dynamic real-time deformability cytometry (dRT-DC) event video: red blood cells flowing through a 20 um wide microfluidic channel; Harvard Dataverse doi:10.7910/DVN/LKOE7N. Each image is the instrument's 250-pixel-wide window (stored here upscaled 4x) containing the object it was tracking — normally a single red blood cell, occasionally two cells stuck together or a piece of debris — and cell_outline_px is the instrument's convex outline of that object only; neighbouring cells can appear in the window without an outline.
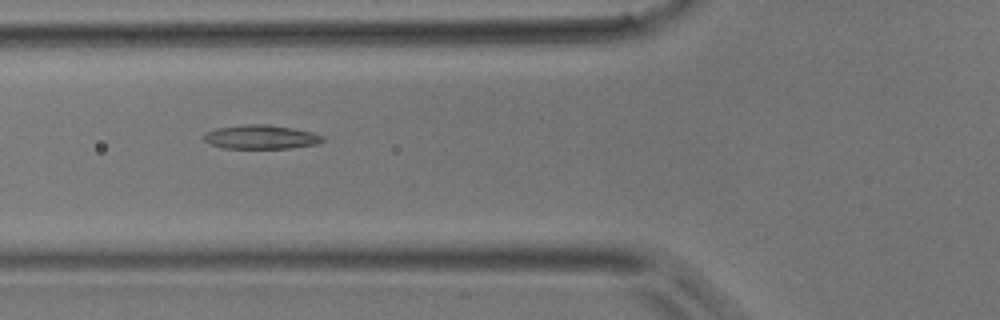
{"species": "common noctule bat (a hibernating species)", "species_latin": "Nyctalus noctula", "temperature_condition": "room temperature", "stored_images_in_passage": 24, "camera_frame_rate_fps": 3000, "um_per_image_px": 0.085, "animal": {"sex": "male", "body_mass_g": 17.9}, "frame": {"image": 1, "passage_image": 7, "time_ms": 2.0, "image_size_px": [1000, 320], "cell_outline_px": [[324, 140], [316, 144], [292, 148], [224, 148], [208, 144], [204, 140], [204, 136], [208, 132], [216, 128], [244, 124], [268, 124], [292, 128], [312, 132], [324, 136]], "centroid_in_image_um": [22.18, 11.64], "position_along_channel_um": 103.6, "area_um2": 16.59}}
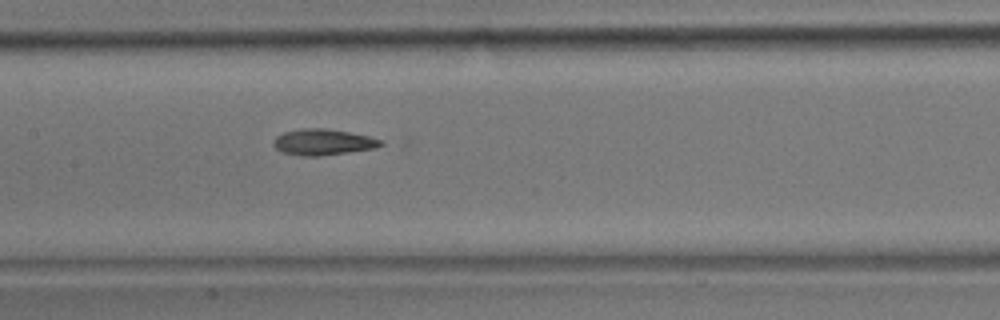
{"frame": {"image": 2, "passage_image": 12, "time_ms": 3.667, "image_size_px": [1000, 320], "cell_outline_px": [[384, 144], [376, 148], [320, 156], [304, 156], [284, 152], [276, 148], [272, 144], [272, 140], [276, 136], [284, 132], [304, 128], [324, 128], [348, 132], [368, 136], [380, 140]], "centroid_in_image_um": [27.43, 12.07], "position_along_channel_um": 180.0, "area_um2": 16.13}}
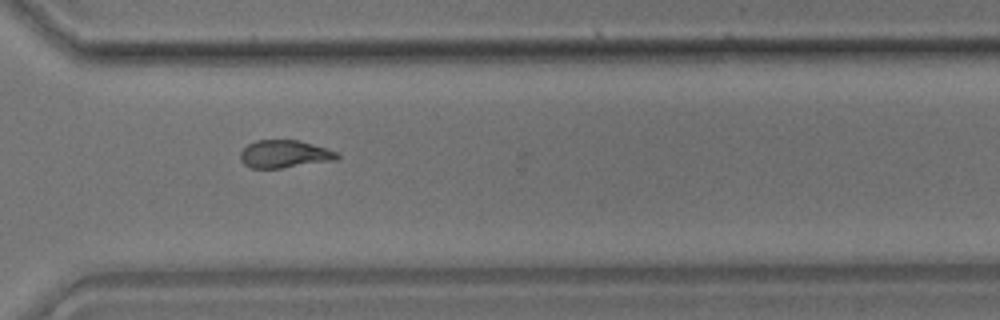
{"frame": {"image": 3, "passage_image": 23, "time_ms": 7.333, "image_size_px": [1000, 320], "cell_outline_px": [[340, 156], [336, 160], [280, 168], [252, 168], [244, 164], [240, 160], [240, 152], [248, 144], [256, 140], [300, 140], [336, 152]], "centroid_in_image_um": [24.15, 13.09], "position_along_channel_um": 346.5, "area_um2": 15.49}}